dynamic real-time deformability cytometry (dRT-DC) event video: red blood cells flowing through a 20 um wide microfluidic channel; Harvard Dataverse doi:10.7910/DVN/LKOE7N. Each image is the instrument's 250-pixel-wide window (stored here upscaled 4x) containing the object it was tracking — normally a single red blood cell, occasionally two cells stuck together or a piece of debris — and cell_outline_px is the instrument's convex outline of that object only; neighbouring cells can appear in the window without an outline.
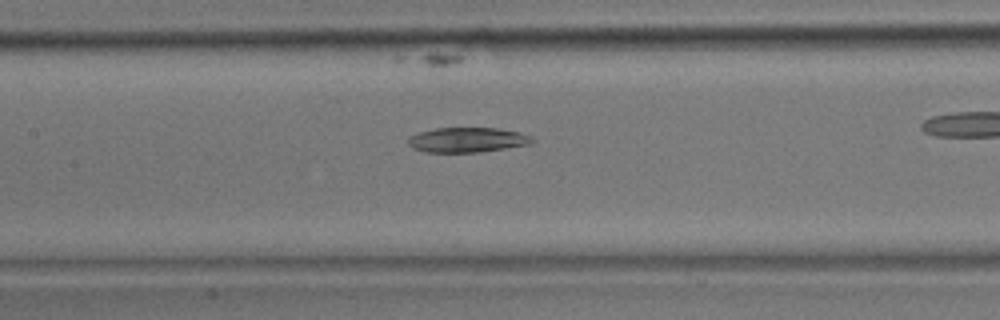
{"species": "common noctule bat (a hibernating species)", "species_latin": "Nyctalus noctula", "temperature_condition": "room temperature", "stored_images_in_passage": 32, "camera_frame_rate_fps": 3000, "um_per_image_px": 0.085, "animal": {"sex": "male", "body_mass_g": 17.9}, "frame": {"image": 1, "passage_image": 19, "time_ms": 6.0, "image_size_px": [1000, 320], "cell_outline_px": [[536, 140], [532, 144], [480, 152], [424, 152], [412, 148], [408, 144], [408, 136], [420, 132], [436, 128], [500, 128], [520, 132], [532, 136]], "centroid_in_image_um": [39.75, 11.89], "position_along_channel_um": 167.6, "area_um2": 18.21}}
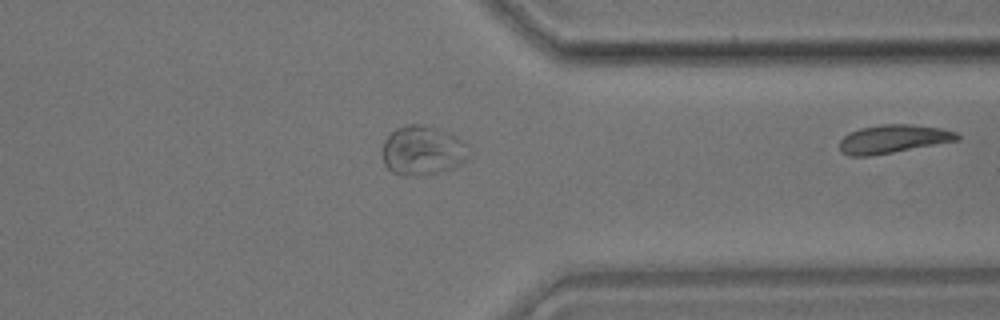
{"frame": {"image": 2, "passage_image": 32, "time_ms": 10.333, "image_size_px": [1000, 320], "cell_outline_px": [[960, 140], [872, 156], [852, 156], [844, 152], [840, 148], [840, 140], [848, 132], [860, 128], [880, 124], [912, 124], [944, 128], [956, 132], [960, 136]], "centroid_in_image_um": [75.96, 11.8], "position_along_channel_um": 335.4, "area_um2": 19.59}}